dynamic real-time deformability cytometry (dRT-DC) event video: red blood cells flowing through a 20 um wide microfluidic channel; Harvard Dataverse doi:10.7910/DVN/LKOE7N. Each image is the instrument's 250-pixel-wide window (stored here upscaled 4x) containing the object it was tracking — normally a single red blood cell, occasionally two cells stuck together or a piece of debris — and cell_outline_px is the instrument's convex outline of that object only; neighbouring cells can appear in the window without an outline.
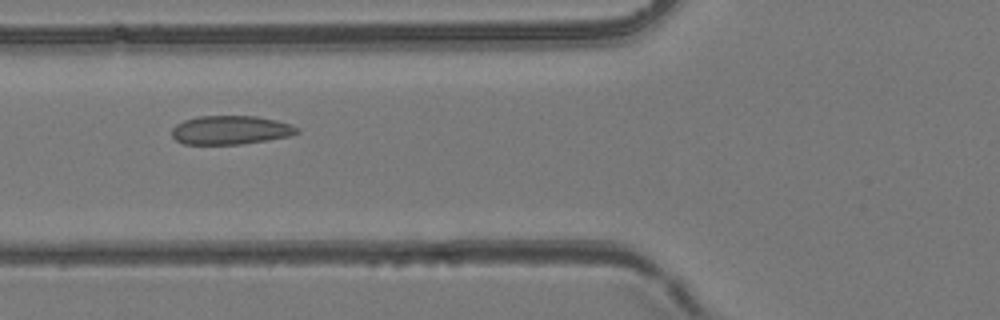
{"species": "common noctule bat (a hibernating species)", "species_latin": "Nyctalus noctula", "temperature_condition": "room temperature", "stored_images_in_passage": 43, "camera_frame_rate_fps": 3000, "um_per_image_px": 0.085, "animal": {"sex": "female", "body_mass_g": 24.6, "forearm_length_mm": 56.2}, "frame": {"image": 1, "passage_image": 10, "time_ms": 3.0, "image_size_px": [1000, 320], "cell_outline_px": [[300, 132], [288, 136], [268, 140], [240, 144], [184, 144], [176, 140], [172, 136], [172, 128], [176, 124], [184, 120], [196, 116], [256, 116], [276, 120], [292, 124], [300, 128]], "centroid_in_image_um": [19.61, 11.05], "position_along_channel_um": 106.2, "area_um2": 21.1}}
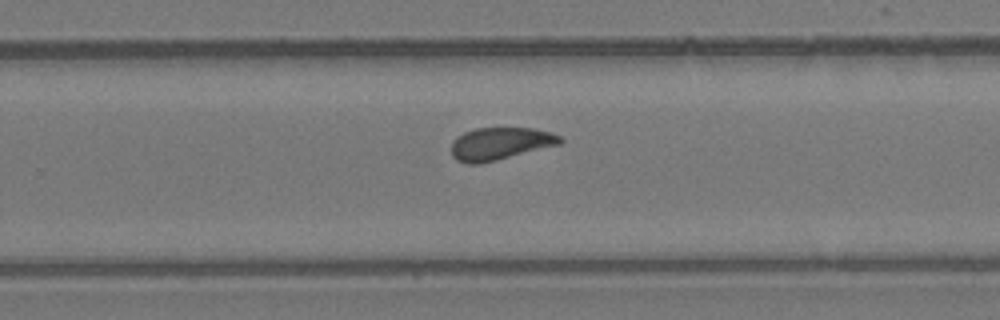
{"frame": {"image": 2, "passage_image": 24, "time_ms": 7.667, "image_size_px": [1000, 320], "cell_outline_px": [[564, 140], [560, 144], [480, 164], [468, 164], [456, 160], [452, 156], [452, 140], [456, 136], [464, 132], [476, 128], [532, 128], [552, 132], [560, 136]], "centroid_in_image_um": [42.49, 12.2], "position_along_channel_um": 287.3, "area_um2": 20.63}}
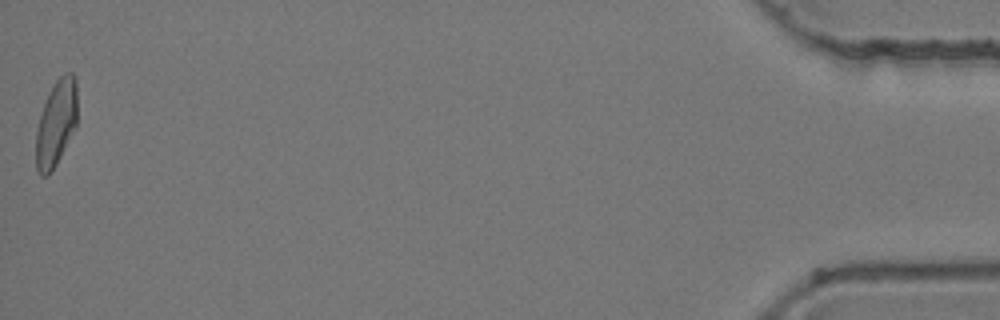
{"frame": {"image": 3, "passage_image": 43, "time_ms": 14.0, "image_size_px": [1000, 320], "cell_outline_px": [[76, 128], [56, 164], [48, 176], [40, 176], [36, 168], [36, 132], [40, 116], [48, 92], [52, 84], [64, 72], [72, 72], [76, 76]], "centroid_in_image_um": [4.77, 10.45], "position_along_channel_um": 430.4, "area_um2": 20.87}, "authors_computed_cell_mechanics": {"area_um2": 20.7502, "velocity_mm_per_s": 3.8817, "shape_relaxation_time_tau1_ms": null, "shape_relaxation_time_tau2_ms": 1.88, "deformation_change_tau1": null, "deformation_change_tau2": 0.0631}}